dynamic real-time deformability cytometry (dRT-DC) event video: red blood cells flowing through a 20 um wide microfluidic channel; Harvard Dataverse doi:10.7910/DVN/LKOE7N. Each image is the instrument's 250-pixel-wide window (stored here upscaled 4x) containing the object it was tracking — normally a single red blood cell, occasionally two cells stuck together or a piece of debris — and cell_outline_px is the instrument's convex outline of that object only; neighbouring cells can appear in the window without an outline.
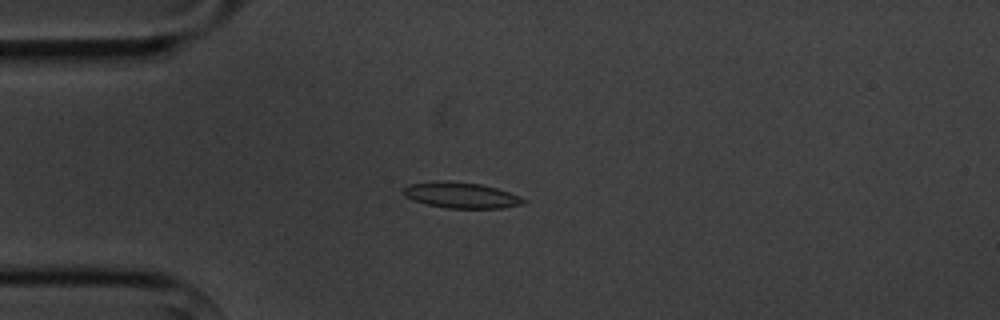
{"species": "common noctule bat (a hibernating species)", "species_latin": "Nyctalus noctula", "temperature_condition": "cold", "stored_images_in_passage": 6, "camera_frame_rate_fps": 3000, "um_per_image_px": 0.085, "animal": {"sex": "male", "body_mass_g": 20.1, "forearm_length_mm": 53.5}, "frame": {"image": 1, "passage_image": 4, "time_ms": 4.333, "image_size_px": [1000, 320], "cell_outline_px": [[528, 200], [524, 204], [504, 208], [448, 208], [428, 204], [404, 196], [400, 192], [400, 188], [408, 184], [444, 180], [480, 184], [496, 188], [520, 196]], "centroid_in_image_um": [39.18, 16.59], "position_along_channel_um": 45.8, "area_um2": 18.15}}
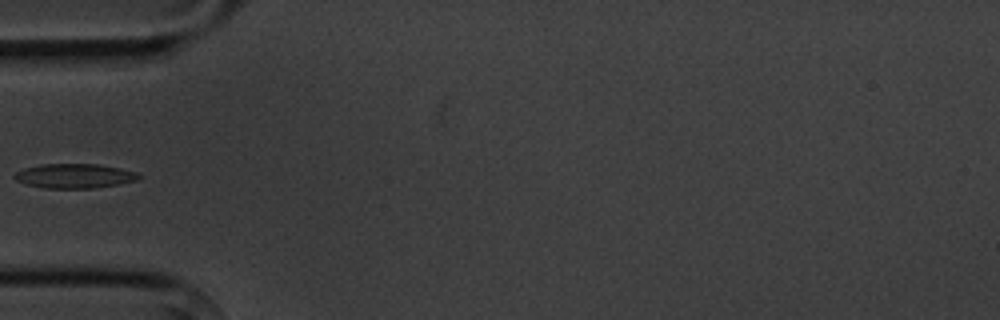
{"frame": {"image": 2, "passage_image": 5, "time_ms": 5.667, "image_size_px": [1000, 320], "cell_outline_px": [[140, 176], [136, 180], [120, 184], [92, 188], [44, 188], [24, 184], [16, 180], [12, 176], [16, 172], [24, 168], [40, 164], [96, 164], [120, 168], [136, 172]], "centroid_in_image_um": [6.28, 14.95], "position_along_channel_um": 78.7, "area_um2": 17.69}}
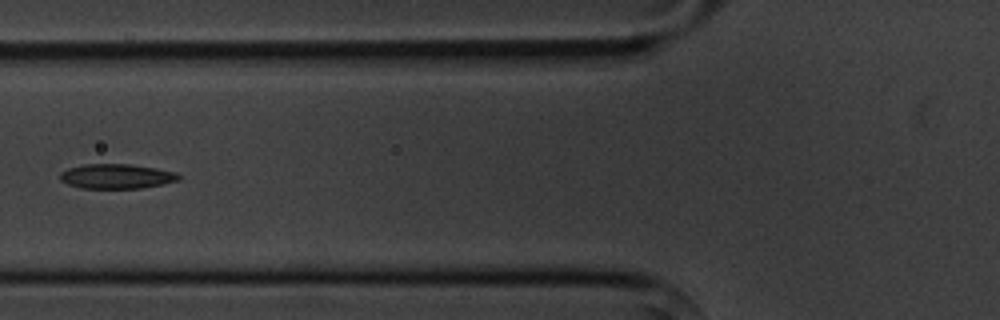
{"frame": {"image": 3, "passage_image": 6, "time_ms": 6.667, "image_size_px": [1000, 320], "cell_outline_px": [[180, 180], [164, 184], [140, 188], [80, 188], [68, 184], [60, 180], [60, 172], [68, 168], [84, 164], [132, 164], [156, 168], [176, 172], [180, 176]], "centroid_in_image_um": [9.91, 14.98], "position_along_channel_um": 115.9, "area_um2": 17.17}}